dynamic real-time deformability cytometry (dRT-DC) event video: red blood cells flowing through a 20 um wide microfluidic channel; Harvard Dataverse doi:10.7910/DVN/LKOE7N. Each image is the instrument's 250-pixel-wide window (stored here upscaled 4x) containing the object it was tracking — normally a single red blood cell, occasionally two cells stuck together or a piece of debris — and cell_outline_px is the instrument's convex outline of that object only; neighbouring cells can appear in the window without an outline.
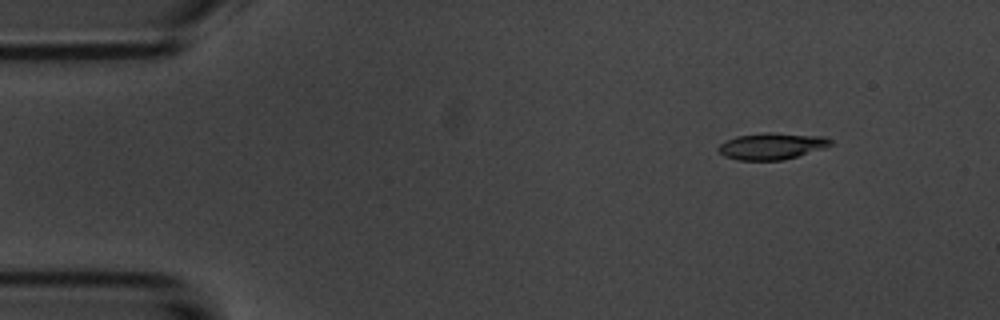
{"species": "common noctule bat (a hibernating species)", "species_latin": "Nyctalus noctula", "temperature_condition": "room temperature", "stored_images_in_passage": 4, "camera_frame_rate_fps": 3000, "um_per_image_px": 0.085, "animal": {"sex": "male", "body_mass_g": 20.1, "forearm_length_mm": 53.5}, "frame": {"image": 1, "passage_image": 2, "time_ms": 1.333, "image_size_px": [1000, 320], "cell_outline_px": [[832, 144], [824, 148], [784, 160], [736, 160], [724, 156], [716, 148], [724, 140], [736, 136], [764, 132], [768, 132], [824, 136], [832, 140]], "centroid_in_image_um": [65.57, 12.41], "position_along_channel_um": 19.4, "area_um2": 17.51}}
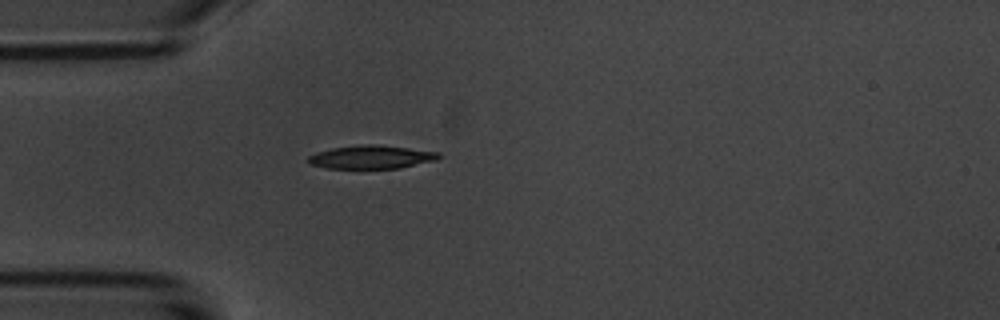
{"frame": {"image": 2, "passage_image": 4, "time_ms": 4.333, "image_size_px": [1000, 320], "cell_outline_px": [[444, 156], [436, 160], [400, 168], [328, 168], [308, 164], [304, 160], [308, 156], [316, 152], [332, 148], [364, 144], [372, 144], [408, 148], [440, 152]], "centroid_in_image_um": [31.55, 13.35], "position_along_channel_um": 53.5, "area_um2": 17.86}}